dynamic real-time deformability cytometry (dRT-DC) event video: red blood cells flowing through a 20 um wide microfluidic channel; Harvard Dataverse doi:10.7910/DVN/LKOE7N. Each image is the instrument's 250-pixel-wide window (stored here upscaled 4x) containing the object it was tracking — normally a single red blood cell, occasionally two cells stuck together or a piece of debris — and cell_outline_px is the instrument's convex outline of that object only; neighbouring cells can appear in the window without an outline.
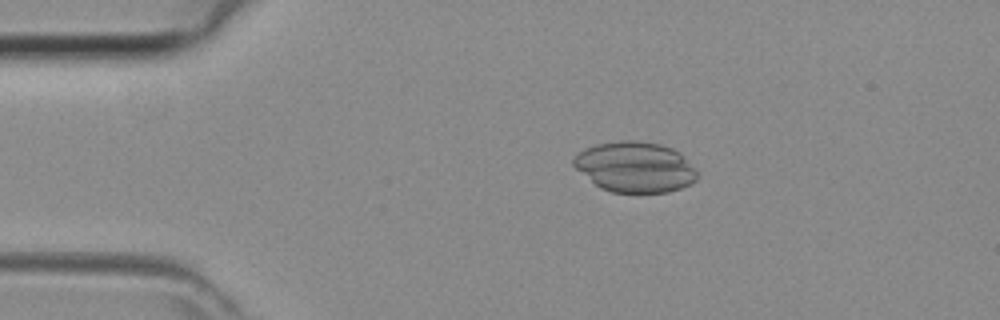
{"species": "common noctule bat (a hibernating species)", "species_latin": "Nyctalus noctula", "temperature_condition": "room temperature", "stored_images_in_passage": 43, "camera_frame_rate_fps": 3000, "um_per_image_px": 0.085, "animal": {"sex": "female", "body_mass_g": 29.2, "forearm_length_mm": 56.3}, "frame": {"image": 1, "passage_image": 8, "time_ms": 2.333, "image_size_px": [1000, 320], "cell_outline_px": [[696, 180], [680, 188], [668, 192], [612, 192], [600, 188], [576, 168], [572, 164], [572, 156], [596, 144], [620, 140], [632, 140], [660, 144], [672, 148], [680, 152], [696, 172]], "centroid_in_image_um": [53.94, 14.19], "position_along_channel_um": 31.1, "area_um2": 36.01}}
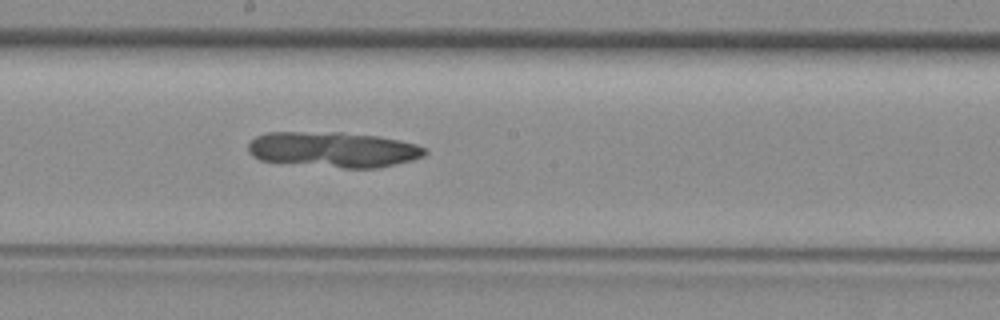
{"frame": {"image": 2, "passage_image": 23, "time_ms": 7.333, "image_size_px": [1000, 320], "cell_outline_px": [[428, 152], [424, 156], [412, 160], [376, 168], [344, 168], [260, 160], [252, 156], [248, 152], [248, 144], [256, 136], [268, 132], [340, 132], [376, 136], [400, 140], [416, 144], [428, 148]], "centroid_in_image_um": [28.35, 12.71], "position_along_channel_um": 219.8, "area_um2": 36.53}}
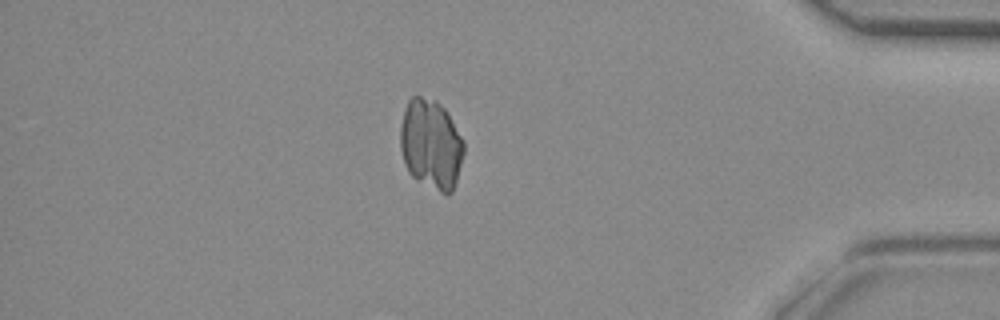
{"frame": {"image": 3, "passage_image": 37, "time_ms": 12.0, "image_size_px": [1000, 320], "cell_outline_px": [[464, 152], [456, 180], [452, 192], [440, 192], [416, 180], [408, 172], [404, 164], [400, 148], [400, 128], [404, 108], [408, 100], [412, 96], [420, 96], [436, 100], [444, 108], [464, 140]], "centroid_in_image_um": [36.61, 12.24], "position_along_channel_um": 398.6, "area_um2": 33.35}}